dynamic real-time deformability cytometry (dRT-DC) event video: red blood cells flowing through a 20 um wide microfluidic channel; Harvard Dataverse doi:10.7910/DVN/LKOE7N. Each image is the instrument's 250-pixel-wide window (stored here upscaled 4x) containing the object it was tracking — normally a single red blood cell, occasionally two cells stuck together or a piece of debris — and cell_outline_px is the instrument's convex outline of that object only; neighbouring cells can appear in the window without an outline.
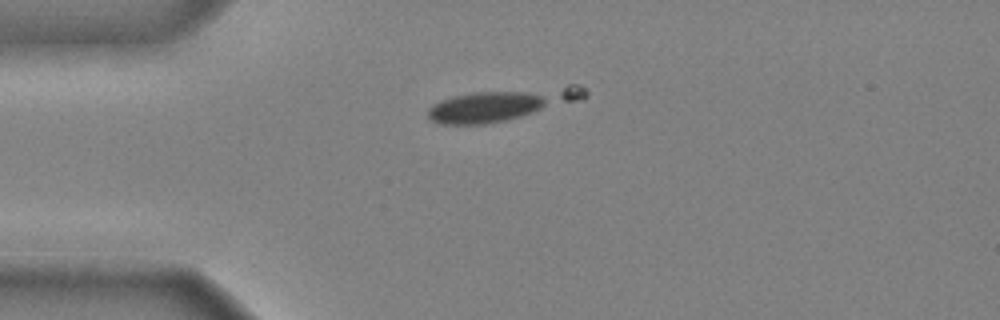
{"species": "common noctule bat (a hibernating species)", "species_latin": "Nyctalus noctula", "temperature_condition": "cold", "stored_images_in_passage": 7, "camera_frame_rate_fps": 3000, "um_per_image_px": 0.085, "animal": {"sex": "male", "body_mass_g": 20.4}, "frame": {"image": 1, "passage_image": 2, "time_ms": 0.333, "image_size_px": [1000, 320], "cell_outline_px": [[588, 96], [508, 120], [484, 124], [440, 124], [432, 120], [428, 116], [428, 108], [432, 104], [440, 100], [452, 96], [472, 92], [568, 84], [580, 84], [588, 92]], "centroid_in_image_um": [42.66, 8.83], "position_along_channel_um": 42.3, "area_um2": 29.02}}
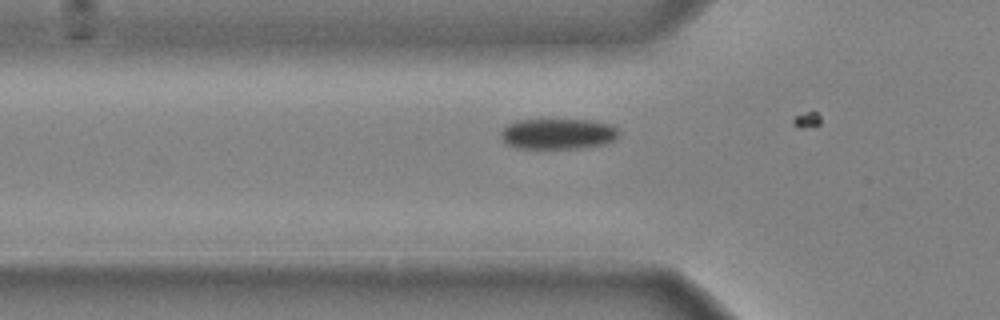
{"frame": {"image": 2, "passage_image": 6, "time_ms": 1.667, "image_size_px": [1000, 320], "cell_outline_px": [[620, 136], [616, 140], [604, 144], [580, 148], [536, 152], [516, 148], [508, 144], [500, 136], [500, 132], [508, 124], [516, 120], [592, 120], [612, 124], [620, 132]], "centroid_in_image_um": [47.42, 11.43], "position_along_channel_um": 78.4, "area_um2": 22.14}}